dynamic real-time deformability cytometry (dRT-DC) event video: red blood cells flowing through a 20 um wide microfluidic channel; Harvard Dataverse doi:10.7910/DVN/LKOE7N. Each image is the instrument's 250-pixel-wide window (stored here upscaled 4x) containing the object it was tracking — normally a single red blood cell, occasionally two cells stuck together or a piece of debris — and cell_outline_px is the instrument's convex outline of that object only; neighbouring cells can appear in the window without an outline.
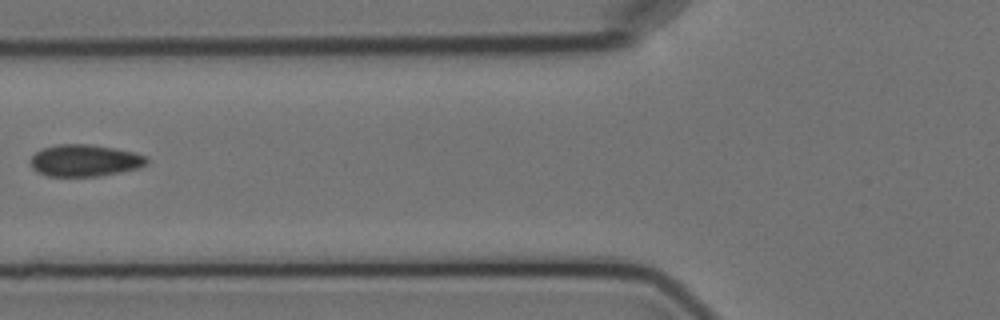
{"species": "Egyptian fruit bat (a non-hibernating species)", "species_latin": "Rousettus aegyptiacus", "temperature_condition": "cold", "stored_images_in_passage": 2, "camera_frame_rate_fps": 3000, "um_per_image_px": 0.085, "animal": {"sex": "female"}, "frame": {"image": 1, "passage_image": 2, "time_ms": 1.333, "image_size_px": [1000, 320], "cell_outline_px": [[148, 164], [140, 168], [100, 176], [48, 176], [36, 172], [32, 168], [28, 160], [36, 152], [44, 148], [56, 144], [92, 144], [132, 152], [144, 156], [148, 160]], "centroid_in_image_um": [7.17, 13.65], "position_along_channel_um": 118.6, "area_um2": 21.68}}